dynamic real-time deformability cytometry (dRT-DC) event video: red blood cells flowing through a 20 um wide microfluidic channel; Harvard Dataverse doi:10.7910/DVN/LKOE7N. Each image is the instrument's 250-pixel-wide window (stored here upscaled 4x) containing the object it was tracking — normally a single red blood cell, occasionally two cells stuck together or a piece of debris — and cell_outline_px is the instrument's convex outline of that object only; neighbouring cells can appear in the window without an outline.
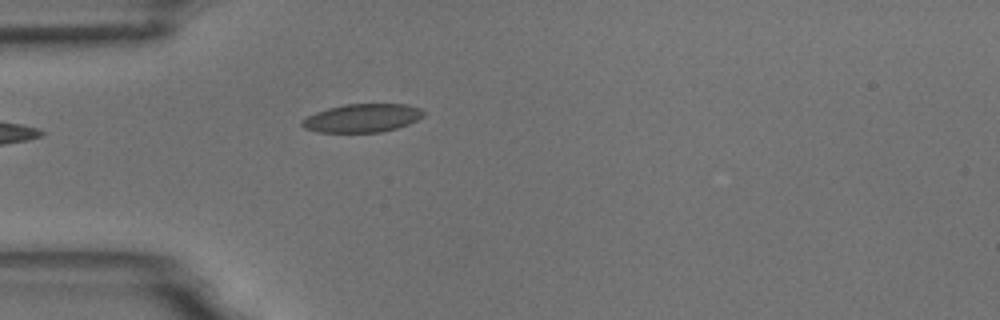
{"species": "common noctule bat (a hibernating species)", "species_latin": "Nyctalus noctula", "temperature_condition": "room temperature", "stored_images_in_passage": 4, "camera_frame_rate_fps": 3000, "um_per_image_px": 0.085, "animal": {"sex": "male", "body_mass_g": 18.8}, "frame": {"image": 1, "passage_image": 4, "time_ms": 3.667, "image_size_px": [1000, 320], "cell_outline_px": [[424, 116], [408, 124], [396, 128], [380, 132], [316, 132], [304, 128], [300, 124], [300, 120], [316, 112], [328, 108], [344, 104], [408, 104], [420, 108], [424, 112]], "centroid_in_image_um": [30.77, 10.03], "position_along_channel_um": 54.2, "area_um2": 20.11}}